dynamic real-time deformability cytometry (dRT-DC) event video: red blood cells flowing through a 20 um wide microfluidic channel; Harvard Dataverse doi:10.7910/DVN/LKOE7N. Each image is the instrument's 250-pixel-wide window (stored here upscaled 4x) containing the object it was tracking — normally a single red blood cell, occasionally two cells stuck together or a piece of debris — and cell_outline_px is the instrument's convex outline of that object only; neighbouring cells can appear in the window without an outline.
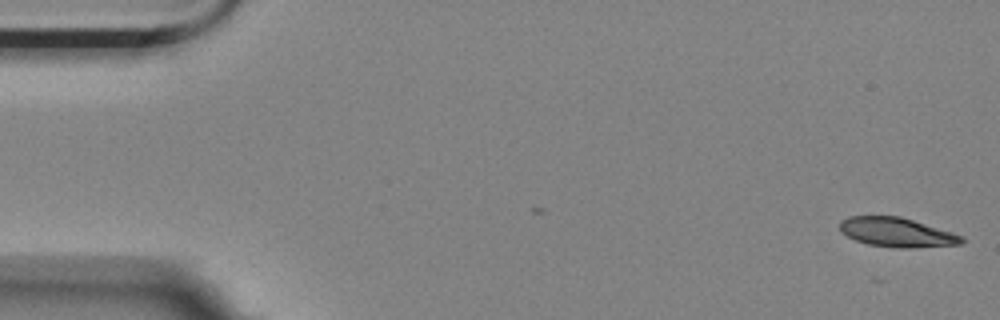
{"species": "Egyptian fruit bat (a non-hibernating species)", "species_latin": "Rousettus aegyptiacus", "temperature_condition": "room temperature", "stored_images_in_passage": 4, "camera_frame_rate_fps": 3000, "um_per_image_px": 0.085, "animal": {"sex": "female"}, "frame": {"image": 1, "passage_image": 1, "time_ms": 0.0, "image_size_px": [1000, 320], "cell_outline_px": [[964, 240], [960, 244], [912, 248], [900, 248], [868, 244], [856, 240], [840, 232], [840, 220], [848, 216], [900, 216], [952, 232], [960, 236]], "centroid_in_image_um": [76.19, 19.74], "position_along_channel_um": 8.8, "area_um2": 20.63}}